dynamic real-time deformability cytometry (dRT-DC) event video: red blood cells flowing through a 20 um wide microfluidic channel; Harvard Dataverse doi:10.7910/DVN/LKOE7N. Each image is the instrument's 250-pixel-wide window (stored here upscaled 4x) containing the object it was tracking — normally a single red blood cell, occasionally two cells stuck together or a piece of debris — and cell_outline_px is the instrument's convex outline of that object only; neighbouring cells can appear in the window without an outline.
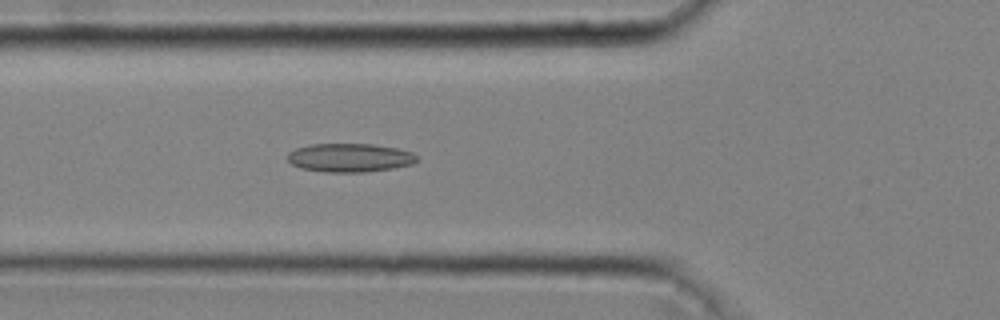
{"species": "common noctule bat (a hibernating species)", "species_latin": "Nyctalus noctula", "temperature_condition": "cold", "stored_images_in_passage": 44, "camera_frame_rate_fps": 3000, "um_per_image_px": 0.085, "animal": {"sex": "male", "body_mass_g": 20.4}, "frame": {"image": 1, "passage_image": 17, "time_ms": 5.333, "image_size_px": [1000, 320], "cell_outline_px": [[416, 160], [412, 164], [392, 168], [364, 172], [324, 172], [300, 168], [292, 164], [288, 160], [288, 152], [296, 148], [312, 144], [372, 144], [400, 148], [412, 152], [416, 156]], "centroid_in_image_um": [29.72, 13.4], "position_along_channel_um": 96.1, "area_um2": 21.56}}
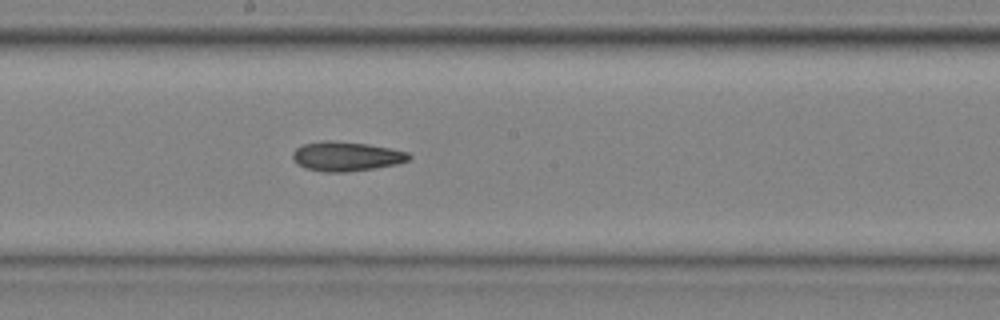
{"frame": {"image": 2, "passage_image": 26, "time_ms": 8.333, "image_size_px": [1000, 320], "cell_outline_px": [[412, 156], [408, 160], [396, 164], [376, 168], [344, 172], [324, 172], [304, 168], [296, 164], [292, 160], [292, 152], [296, 148], [304, 144], [320, 140], [332, 140], [368, 144], [408, 152]], "centroid_in_image_um": [29.38, 13.29], "position_along_channel_um": 218.8, "area_um2": 20.11}}
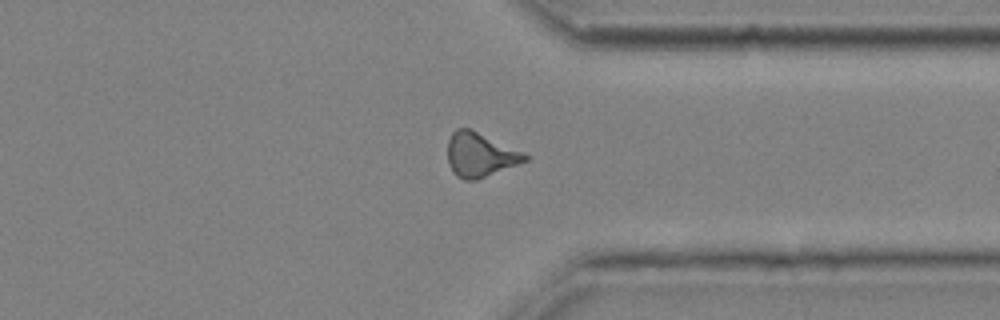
{"frame": {"image": 3, "passage_image": 35, "time_ms": 11.333, "image_size_px": [1000, 320], "cell_outline_px": [[532, 156], [528, 160], [476, 180], [464, 180], [456, 176], [452, 172], [448, 164], [448, 140], [452, 132], [456, 128], [468, 128], [524, 152]], "centroid_in_image_um": [40.8, 13.16], "position_along_channel_um": 370.6, "area_um2": 19.88}}